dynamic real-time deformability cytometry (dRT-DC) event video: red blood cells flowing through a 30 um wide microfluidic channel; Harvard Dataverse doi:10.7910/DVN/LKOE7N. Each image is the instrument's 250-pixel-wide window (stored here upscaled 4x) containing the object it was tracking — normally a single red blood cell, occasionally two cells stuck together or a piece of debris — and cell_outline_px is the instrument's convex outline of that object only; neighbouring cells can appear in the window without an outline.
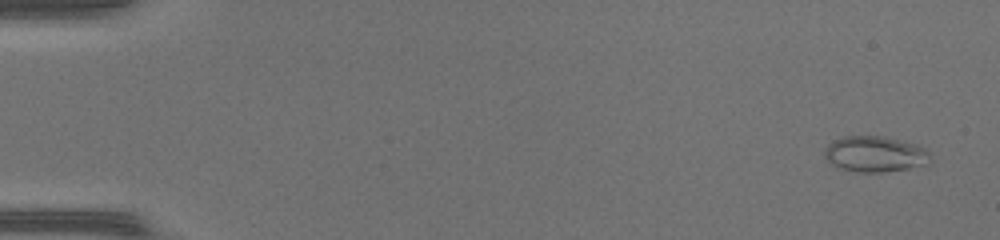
{"species": "common noctule bat (a hibernating species)", "species_latin": "Nyctalus noctula", "temperature_condition": "warm", "stored_images_in_passage": 49, "camera_frame_rate_fps": 3000, "um_per_image_px": 0.085, "animal": {"sex": "female", "body_mass_g": 17.0, "forearm_length_mm": 48.0}, "frame": {"image": 1, "passage_image": 3, "time_ms": 0.667, "image_size_px": [1000, 240], "cell_outline_px": [[932, 160], [928, 164], [908, 168], [884, 172], [856, 172], [840, 168], [832, 164], [824, 156], [824, 148], [832, 140], [844, 136], [884, 136], [916, 144], [924, 148], [928, 152]], "centroid_in_image_um": [74.36, 13.09], "position_along_channel_um": 10.6, "area_um2": 22.2}}
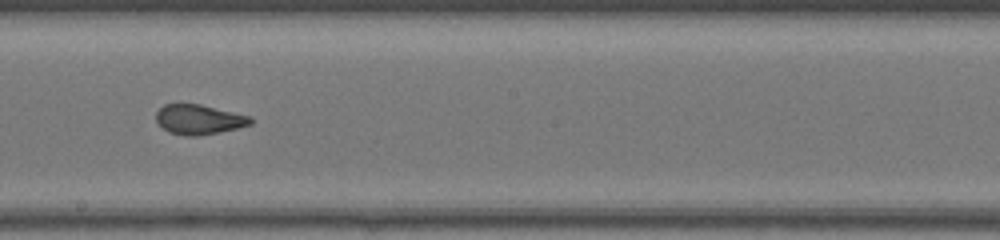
{"frame": {"image": 2, "passage_image": 29, "time_ms": 9.333, "image_size_px": [1000, 240], "cell_outline_px": [[252, 124], [220, 132], [196, 136], [184, 136], [168, 132], [156, 120], [156, 112], [164, 104], [200, 104], [252, 116]], "centroid_in_image_um": [16.92, 10.15], "position_along_channel_um": 231.3, "area_um2": 16.42}}
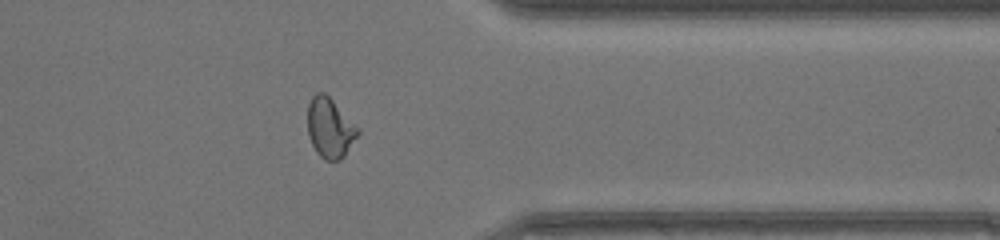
{"frame": {"image": 3, "passage_image": 40, "time_ms": 13.0, "image_size_px": [1000, 240], "cell_outline_px": [[360, 132], [344, 156], [340, 160], [324, 160], [316, 152], [308, 136], [308, 104], [312, 96], [316, 92], [324, 92], [360, 128]], "centroid_in_image_um": [28.04, 10.87], "position_along_channel_um": 383.4, "area_um2": 17.51}, "authors_computed_cell_mechanics": {"area_um2": 18.496, "velocity_mm_per_s": 4.3815, "shape_relaxation_time_tau1_ms": null, "shape_relaxation_time_tau2_ms": 0.5226, "deformation_change_tau1": null, "deformation_change_tau2": 0.0685}}